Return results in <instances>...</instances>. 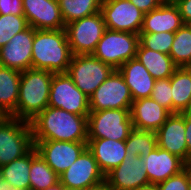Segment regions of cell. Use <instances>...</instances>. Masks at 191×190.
<instances>
[{
  "label": "cell",
  "instance_id": "cell-4",
  "mask_svg": "<svg viewBox=\"0 0 191 190\" xmlns=\"http://www.w3.org/2000/svg\"><path fill=\"white\" fill-rule=\"evenodd\" d=\"M88 139L125 141L133 128L130 109L90 111L87 117Z\"/></svg>",
  "mask_w": 191,
  "mask_h": 190
},
{
  "label": "cell",
  "instance_id": "cell-36",
  "mask_svg": "<svg viewBox=\"0 0 191 190\" xmlns=\"http://www.w3.org/2000/svg\"><path fill=\"white\" fill-rule=\"evenodd\" d=\"M184 24L191 25V0H174Z\"/></svg>",
  "mask_w": 191,
  "mask_h": 190
},
{
  "label": "cell",
  "instance_id": "cell-27",
  "mask_svg": "<svg viewBox=\"0 0 191 190\" xmlns=\"http://www.w3.org/2000/svg\"><path fill=\"white\" fill-rule=\"evenodd\" d=\"M30 190H46L59 182V176L38 155L35 147L31 149Z\"/></svg>",
  "mask_w": 191,
  "mask_h": 190
},
{
  "label": "cell",
  "instance_id": "cell-43",
  "mask_svg": "<svg viewBox=\"0 0 191 190\" xmlns=\"http://www.w3.org/2000/svg\"><path fill=\"white\" fill-rule=\"evenodd\" d=\"M46 190H67L60 182L57 184L48 187Z\"/></svg>",
  "mask_w": 191,
  "mask_h": 190
},
{
  "label": "cell",
  "instance_id": "cell-5",
  "mask_svg": "<svg viewBox=\"0 0 191 190\" xmlns=\"http://www.w3.org/2000/svg\"><path fill=\"white\" fill-rule=\"evenodd\" d=\"M33 147L30 122L8 116L0 124V167L21 158Z\"/></svg>",
  "mask_w": 191,
  "mask_h": 190
},
{
  "label": "cell",
  "instance_id": "cell-31",
  "mask_svg": "<svg viewBox=\"0 0 191 190\" xmlns=\"http://www.w3.org/2000/svg\"><path fill=\"white\" fill-rule=\"evenodd\" d=\"M29 26L24 15L0 14V48L5 46L17 33Z\"/></svg>",
  "mask_w": 191,
  "mask_h": 190
},
{
  "label": "cell",
  "instance_id": "cell-30",
  "mask_svg": "<svg viewBox=\"0 0 191 190\" xmlns=\"http://www.w3.org/2000/svg\"><path fill=\"white\" fill-rule=\"evenodd\" d=\"M125 145L128 155L143 158L157 148V134L153 131L133 129L125 140Z\"/></svg>",
  "mask_w": 191,
  "mask_h": 190
},
{
  "label": "cell",
  "instance_id": "cell-39",
  "mask_svg": "<svg viewBox=\"0 0 191 190\" xmlns=\"http://www.w3.org/2000/svg\"><path fill=\"white\" fill-rule=\"evenodd\" d=\"M84 190H112V189L110 188L109 184L106 181H103L102 183L96 186H92Z\"/></svg>",
  "mask_w": 191,
  "mask_h": 190
},
{
  "label": "cell",
  "instance_id": "cell-3",
  "mask_svg": "<svg viewBox=\"0 0 191 190\" xmlns=\"http://www.w3.org/2000/svg\"><path fill=\"white\" fill-rule=\"evenodd\" d=\"M53 75V72L33 68L21 72L17 119L30 122L49 106Z\"/></svg>",
  "mask_w": 191,
  "mask_h": 190
},
{
  "label": "cell",
  "instance_id": "cell-42",
  "mask_svg": "<svg viewBox=\"0 0 191 190\" xmlns=\"http://www.w3.org/2000/svg\"><path fill=\"white\" fill-rule=\"evenodd\" d=\"M186 174H187L189 190H191V163L186 164Z\"/></svg>",
  "mask_w": 191,
  "mask_h": 190
},
{
  "label": "cell",
  "instance_id": "cell-11",
  "mask_svg": "<svg viewBox=\"0 0 191 190\" xmlns=\"http://www.w3.org/2000/svg\"><path fill=\"white\" fill-rule=\"evenodd\" d=\"M101 12L107 29L140 34L144 13L129 0H102Z\"/></svg>",
  "mask_w": 191,
  "mask_h": 190
},
{
  "label": "cell",
  "instance_id": "cell-28",
  "mask_svg": "<svg viewBox=\"0 0 191 190\" xmlns=\"http://www.w3.org/2000/svg\"><path fill=\"white\" fill-rule=\"evenodd\" d=\"M65 25L101 11L102 0H58Z\"/></svg>",
  "mask_w": 191,
  "mask_h": 190
},
{
  "label": "cell",
  "instance_id": "cell-16",
  "mask_svg": "<svg viewBox=\"0 0 191 190\" xmlns=\"http://www.w3.org/2000/svg\"><path fill=\"white\" fill-rule=\"evenodd\" d=\"M112 190H133L149 184L147 168L140 156L128 155L123 162L105 175Z\"/></svg>",
  "mask_w": 191,
  "mask_h": 190
},
{
  "label": "cell",
  "instance_id": "cell-37",
  "mask_svg": "<svg viewBox=\"0 0 191 190\" xmlns=\"http://www.w3.org/2000/svg\"><path fill=\"white\" fill-rule=\"evenodd\" d=\"M133 3L138 9H140L144 14H147L151 10L159 7L164 0H129Z\"/></svg>",
  "mask_w": 191,
  "mask_h": 190
},
{
  "label": "cell",
  "instance_id": "cell-1",
  "mask_svg": "<svg viewBox=\"0 0 191 190\" xmlns=\"http://www.w3.org/2000/svg\"><path fill=\"white\" fill-rule=\"evenodd\" d=\"M87 117L48 106L30 121L33 141L88 142Z\"/></svg>",
  "mask_w": 191,
  "mask_h": 190
},
{
  "label": "cell",
  "instance_id": "cell-25",
  "mask_svg": "<svg viewBox=\"0 0 191 190\" xmlns=\"http://www.w3.org/2000/svg\"><path fill=\"white\" fill-rule=\"evenodd\" d=\"M172 88V114L191 108V67H178L170 77Z\"/></svg>",
  "mask_w": 191,
  "mask_h": 190
},
{
  "label": "cell",
  "instance_id": "cell-22",
  "mask_svg": "<svg viewBox=\"0 0 191 190\" xmlns=\"http://www.w3.org/2000/svg\"><path fill=\"white\" fill-rule=\"evenodd\" d=\"M87 148L92 152L104 175L119 166L128 156L125 141L88 139Z\"/></svg>",
  "mask_w": 191,
  "mask_h": 190
},
{
  "label": "cell",
  "instance_id": "cell-41",
  "mask_svg": "<svg viewBox=\"0 0 191 190\" xmlns=\"http://www.w3.org/2000/svg\"><path fill=\"white\" fill-rule=\"evenodd\" d=\"M133 190H158L157 184L149 183L143 186H139Z\"/></svg>",
  "mask_w": 191,
  "mask_h": 190
},
{
  "label": "cell",
  "instance_id": "cell-44",
  "mask_svg": "<svg viewBox=\"0 0 191 190\" xmlns=\"http://www.w3.org/2000/svg\"><path fill=\"white\" fill-rule=\"evenodd\" d=\"M8 116L3 114V113H0V124L7 118Z\"/></svg>",
  "mask_w": 191,
  "mask_h": 190
},
{
  "label": "cell",
  "instance_id": "cell-26",
  "mask_svg": "<svg viewBox=\"0 0 191 190\" xmlns=\"http://www.w3.org/2000/svg\"><path fill=\"white\" fill-rule=\"evenodd\" d=\"M31 150L14 161L0 167L2 181L23 190H30Z\"/></svg>",
  "mask_w": 191,
  "mask_h": 190
},
{
  "label": "cell",
  "instance_id": "cell-18",
  "mask_svg": "<svg viewBox=\"0 0 191 190\" xmlns=\"http://www.w3.org/2000/svg\"><path fill=\"white\" fill-rule=\"evenodd\" d=\"M142 160L147 168L149 183L153 184H159L178 174L184 170L186 165L182 159L158 146L149 155L143 157Z\"/></svg>",
  "mask_w": 191,
  "mask_h": 190
},
{
  "label": "cell",
  "instance_id": "cell-32",
  "mask_svg": "<svg viewBox=\"0 0 191 190\" xmlns=\"http://www.w3.org/2000/svg\"><path fill=\"white\" fill-rule=\"evenodd\" d=\"M174 35V32L140 33L139 43L144 48L169 55Z\"/></svg>",
  "mask_w": 191,
  "mask_h": 190
},
{
  "label": "cell",
  "instance_id": "cell-33",
  "mask_svg": "<svg viewBox=\"0 0 191 190\" xmlns=\"http://www.w3.org/2000/svg\"><path fill=\"white\" fill-rule=\"evenodd\" d=\"M151 98L172 114V88L170 77L155 81Z\"/></svg>",
  "mask_w": 191,
  "mask_h": 190
},
{
  "label": "cell",
  "instance_id": "cell-38",
  "mask_svg": "<svg viewBox=\"0 0 191 190\" xmlns=\"http://www.w3.org/2000/svg\"><path fill=\"white\" fill-rule=\"evenodd\" d=\"M185 135L188 150V164L191 163V110L185 111Z\"/></svg>",
  "mask_w": 191,
  "mask_h": 190
},
{
  "label": "cell",
  "instance_id": "cell-35",
  "mask_svg": "<svg viewBox=\"0 0 191 190\" xmlns=\"http://www.w3.org/2000/svg\"><path fill=\"white\" fill-rule=\"evenodd\" d=\"M0 14L23 15L22 0H0Z\"/></svg>",
  "mask_w": 191,
  "mask_h": 190
},
{
  "label": "cell",
  "instance_id": "cell-15",
  "mask_svg": "<svg viewBox=\"0 0 191 190\" xmlns=\"http://www.w3.org/2000/svg\"><path fill=\"white\" fill-rule=\"evenodd\" d=\"M23 15L37 30L65 29L58 0H22Z\"/></svg>",
  "mask_w": 191,
  "mask_h": 190
},
{
  "label": "cell",
  "instance_id": "cell-14",
  "mask_svg": "<svg viewBox=\"0 0 191 190\" xmlns=\"http://www.w3.org/2000/svg\"><path fill=\"white\" fill-rule=\"evenodd\" d=\"M34 28L28 26L15 34L10 41L0 48V66L20 72L32 68V44Z\"/></svg>",
  "mask_w": 191,
  "mask_h": 190
},
{
  "label": "cell",
  "instance_id": "cell-23",
  "mask_svg": "<svg viewBox=\"0 0 191 190\" xmlns=\"http://www.w3.org/2000/svg\"><path fill=\"white\" fill-rule=\"evenodd\" d=\"M21 72L0 66V113L16 118Z\"/></svg>",
  "mask_w": 191,
  "mask_h": 190
},
{
  "label": "cell",
  "instance_id": "cell-2",
  "mask_svg": "<svg viewBox=\"0 0 191 190\" xmlns=\"http://www.w3.org/2000/svg\"><path fill=\"white\" fill-rule=\"evenodd\" d=\"M65 29H34L32 68L66 73L72 58Z\"/></svg>",
  "mask_w": 191,
  "mask_h": 190
},
{
  "label": "cell",
  "instance_id": "cell-10",
  "mask_svg": "<svg viewBox=\"0 0 191 190\" xmlns=\"http://www.w3.org/2000/svg\"><path fill=\"white\" fill-rule=\"evenodd\" d=\"M49 106L82 116L90 113L89 97L73 83L67 73H54L50 84Z\"/></svg>",
  "mask_w": 191,
  "mask_h": 190
},
{
  "label": "cell",
  "instance_id": "cell-21",
  "mask_svg": "<svg viewBox=\"0 0 191 190\" xmlns=\"http://www.w3.org/2000/svg\"><path fill=\"white\" fill-rule=\"evenodd\" d=\"M118 71L124 77L133 101L151 97L156 80L137 58L125 62Z\"/></svg>",
  "mask_w": 191,
  "mask_h": 190
},
{
  "label": "cell",
  "instance_id": "cell-40",
  "mask_svg": "<svg viewBox=\"0 0 191 190\" xmlns=\"http://www.w3.org/2000/svg\"><path fill=\"white\" fill-rule=\"evenodd\" d=\"M0 190H23V189L16 188L15 186H12L7 181H1V183H0Z\"/></svg>",
  "mask_w": 191,
  "mask_h": 190
},
{
  "label": "cell",
  "instance_id": "cell-8",
  "mask_svg": "<svg viewBox=\"0 0 191 190\" xmlns=\"http://www.w3.org/2000/svg\"><path fill=\"white\" fill-rule=\"evenodd\" d=\"M106 29L101 11L66 24L72 55L92 54Z\"/></svg>",
  "mask_w": 191,
  "mask_h": 190
},
{
  "label": "cell",
  "instance_id": "cell-24",
  "mask_svg": "<svg viewBox=\"0 0 191 190\" xmlns=\"http://www.w3.org/2000/svg\"><path fill=\"white\" fill-rule=\"evenodd\" d=\"M136 58L155 80L171 77L178 68L170 55L144 48L140 43L137 48Z\"/></svg>",
  "mask_w": 191,
  "mask_h": 190
},
{
  "label": "cell",
  "instance_id": "cell-19",
  "mask_svg": "<svg viewBox=\"0 0 191 190\" xmlns=\"http://www.w3.org/2000/svg\"><path fill=\"white\" fill-rule=\"evenodd\" d=\"M171 113L154 101L151 97L132 102L130 109L133 128L156 132Z\"/></svg>",
  "mask_w": 191,
  "mask_h": 190
},
{
  "label": "cell",
  "instance_id": "cell-13",
  "mask_svg": "<svg viewBox=\"0 0 191 190\" xmlns=\"http://www.w3.org/2000/svg\"><path fill=\"white\" fill-rule=\"evenodd\" d=\"M33 142L38 155L58 176L75 163L87 148V142H63L55 140Z\"/></svg>",
  "mask_w": 191,
  "mask_h": 190
},
{
  "label": "cell",
  "instance_id": "cell-20",
  "mask_svg": "<svg viewBox=\"0 0 191 190\" xmlns=\"http://www.w3.org/2000/svg\"><path fill=\"white\" fill-rule=\"evenodd\" d=\"M184 24L173 1H164L159 7L144 14L140 33L176 32Z\"/></svg>",
  "mask_w": 191,
  "mask_h": 190
},
{
  "label": "cell",
  "instance_id": "cell-12",
  "mask_svg": "<svg viewBox=\"0 0 191 190\" xmlns=\"http://www.w3.org/2000/svg\"><path fill=\"white\" fill-rule=\"evenodd\" d=\"M103 181H105V175L88 148L59 176V182L67 190H84Z\"/></svg>",
  "mask_w": 191,
  "mask_h": 190
},
{
  "label": "cell",
  "instance_id": "cell-17",
  "mask_svg": "<svg viewBox=\"0 0 191 190\" xmlns=\"http://www.w3.org/2000/svg\"><path fill=\"white\" fill-rule=\"evenodd\" d=\"M185 112L171 114L156 131L158 147L167 150L188 164Z\"/></svg>",
  "mask_w": 191,
  "mask_h": 190
},
{
  "label": "cell",
  "instance_id": "cell-6",
  "mask_svg": "<svg viewBox=\"0 0 191 190\" xmlns=\"http://www.w3.org/2000/svg\"><path fill=\"white\" fill-rule=\"evenodd\" d=\"M139 34L106 29L95 51L97 59L119 69L125 62L136 58Z\"/></svg>",
  "mask_w": 191,
  "mask_h": 190
},
{
  "label": "cell",
  "instance_id": "cell-29",
  "mask_svg": "<svg viewBox=\"0 0 191 190\" xmlns=\"http://www.w3.org/2000/svg\"><path fill=\"white\" fill-rule=\"evenodd\" d=\"M169 55L177 67H191L190 24H183L175 32Z\"/></svg>",
  "mask_w": 191,
  "mask_h": 190
},
{
  "label": "cell",
  "instance_id": "cell-7",
  "mask_svg": "<svg viewBox=\"0 0 191 190\" xmlns=\"http://www.w3.org/2000/svg\"><path fill=\"white\" fill-rule=\"evenodd\" d=\"M114 70L93 54H81L72 56L66 73L73 83L90 97Z\"/></svg>",
  "mask_w": 191,
  "mask_h": 190
},
{
  "label": "cell",
  "instance_id": "cell-9",
  "mask_svg": "<svg viewBox=\"0 0 191 190\" xmlns=\"http://www.w3.org/2000/svg\"><path fill=\"white\" fill-rule=\"evenodd\" d=\"M133 102L124 77L115 69L89 97V111L131 109Z\"/></svg>",
  "mask_w": 191,
  "mask_h": 190
},
{
  "label": "cell",
  "instance_id": "cell-34",
  "mask_svg": "<svg viewBox=\"0 0 191 190\" xmlns=\"http://www.w3.org/2000/svg\"><path fill=\"white\" fill-rule=\"evenodd\" d=\"M158 190H189L186 165L184 170L157 184Z\"/></svg>",
  "mask_w": 191,
  "mask_h": 190
}]
</instances>
